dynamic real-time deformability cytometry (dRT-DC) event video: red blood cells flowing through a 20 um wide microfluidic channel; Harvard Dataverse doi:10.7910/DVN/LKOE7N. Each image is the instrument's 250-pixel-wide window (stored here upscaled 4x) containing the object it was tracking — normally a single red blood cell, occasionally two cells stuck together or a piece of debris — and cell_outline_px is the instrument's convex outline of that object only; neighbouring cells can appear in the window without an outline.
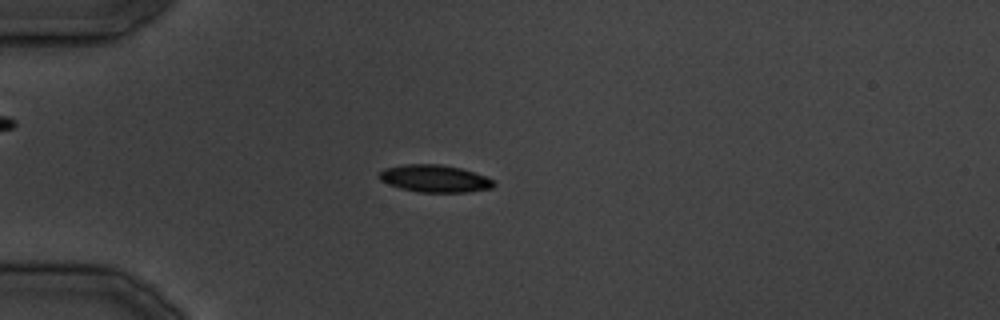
{"species": "common noctule bat (a hibernating species)", "species_latin": "Nyctalus noctula", "temperature_condition": "cold", "stored_images_in_passage": 31, "camera_frame_rate_fps": 3000, "um_per_image_px": 0.085, "animal": {"sex": "male", "body_mass_g": 19.5, "forearm_length_mm": 54.6}, "frame": {"image": 1, "passage_image": 5, "time_ms": 4.333, "image_size_px": [1000, 320], "cell_outline_px": [[496, 184], [492, 188], [464, 192], [420, 192], [400, 188], [388, 184], [380, 180], [376, 176], [384, 168], [404, 164], [440, 164], [460, 168], [488, 176], [496, 180]], "centroid_in_image_um": [36.96, 15.17], "position_along_channel_um": 48.0, "area_um2": 18.44}}
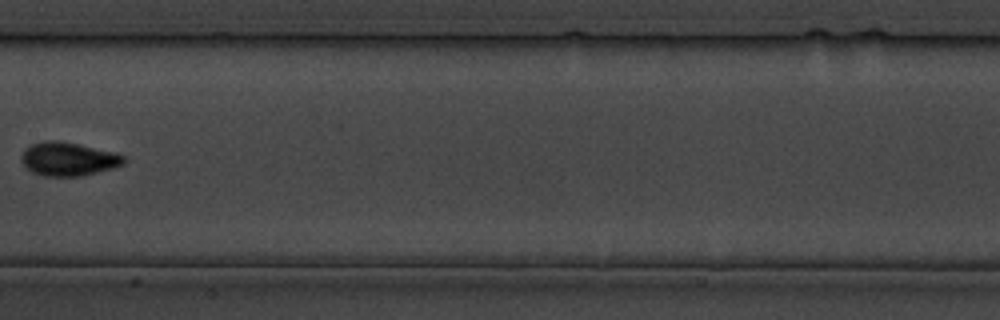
{"frame": {"image": 2, "passage_image": 14, "time_ms": 15.667, "image_size_px": [1000, 320], "cell_outline_px": [[124, 164], [112, 168], [80, 176], [44, 176], [32, 172], [20, 160], [20, 156], [24, 148], [32, 144], [44, 140], [60, 140], [80, 144], [116, 152], [124, 156]], "centroid_in_image_um": [5.78, 13.49], "position_along_channel_um": 201.6, "area_um2": 20.17}}
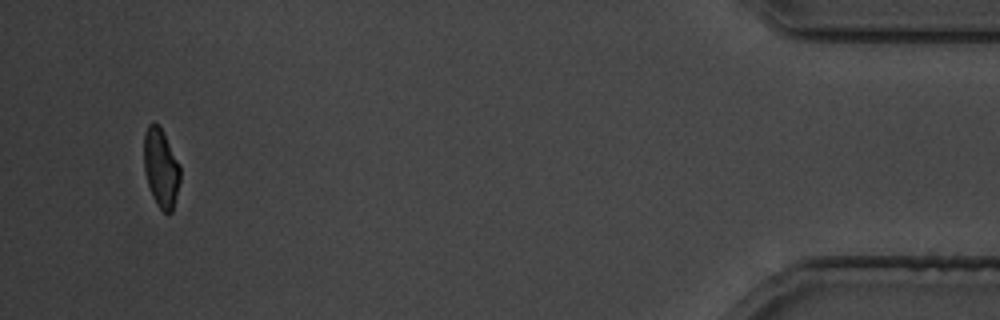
{"frame": {"image": 3, "passage_image": 30, "time_ms": 34.667, "image_size_px": [1000, 320], "cell_outline_px": [[180, 180], [172, 212], [168, 216], [156, 204], [152, 196], [148, 184], [144, 168], [144, 136], [148, 124], [152, 120], [164, 132], [180, 164]], "centroid_in_image_um": [13.69, 14.28], "position_along_channel_um": 421.5, "area_um2": 16.76}}